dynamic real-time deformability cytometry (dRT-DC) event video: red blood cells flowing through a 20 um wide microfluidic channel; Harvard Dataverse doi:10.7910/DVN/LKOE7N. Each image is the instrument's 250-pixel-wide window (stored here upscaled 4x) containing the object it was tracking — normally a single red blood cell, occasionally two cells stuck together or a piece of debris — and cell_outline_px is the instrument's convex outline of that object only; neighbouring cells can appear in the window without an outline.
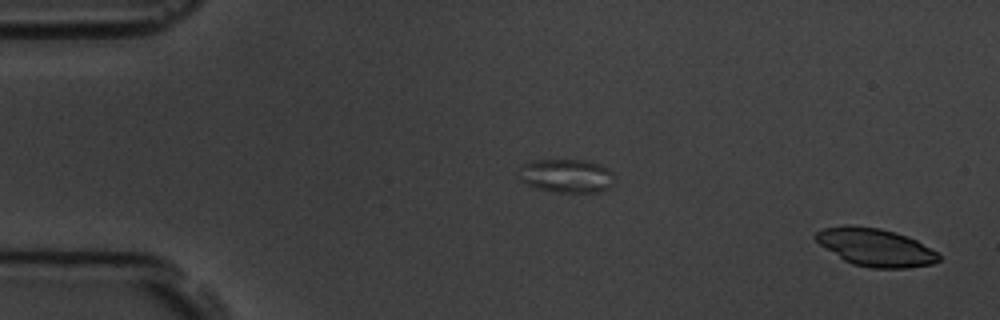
{"species": "common noctule bat (a hibernating species)", "species_latin": "Nyctalus noctula", "temperature_condition": "room temperature", "stored_images_in_passage": 4, "segment_of_instrument_passage": [2, 2], "camera_frame_rate_fps": 3000, "um_per_image_px": 0.085, "animal": {"sex": "male", "body_mass_g": 19.5, "forearm_length_mm": 54.6}, "frame": {"image": 1, "passage_image": 4, "time_ms": 4.333, "image_size_px": [1000, 320], "cell_outline_px": [[940, 260], [932, 264], [908, 268], [872, 268], [852, 264], [844, 260], [820, 244], [812, 236], [816, 232], [824, 228], [844, 224], [852, 224], [880, 228], [896, 232], [908, 236], [940, 252]], "centroid_in_image_um": [74.43, 21.0], "position_along_channel_um": 10.6, "area_um2": 27.46}}